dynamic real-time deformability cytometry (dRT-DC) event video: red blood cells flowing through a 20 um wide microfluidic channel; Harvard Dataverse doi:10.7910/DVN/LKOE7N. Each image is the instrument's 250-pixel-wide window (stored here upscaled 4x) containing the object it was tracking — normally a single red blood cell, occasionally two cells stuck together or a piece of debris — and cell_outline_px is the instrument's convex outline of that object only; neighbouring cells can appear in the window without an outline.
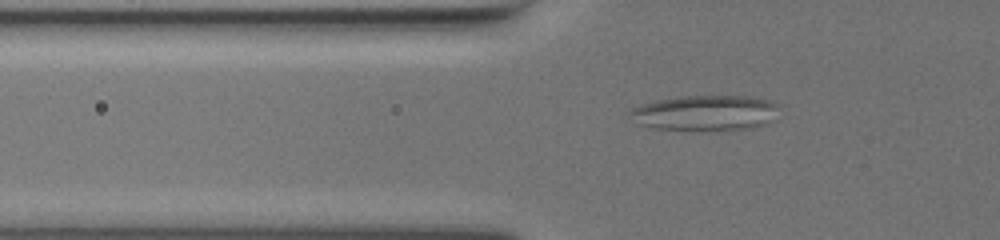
{"species": "common noctule bat (a hibernating species)", "species_latin": "Nyctalus noctula", "temperature_condition": "warm", "stored_images_in_passage": 65, "camera_frame_rate_fps": 3000, "um_per_image_px": 0.085, "animal": {"sex": "female", "body_mass_g": 19.5, "forearm_length_mm": 54.1}, "frame": {"image": 1, "passage_image": 26, "time_ms": 8.333, "image_size_px": [1000, 240], "cell_outline_px": [[776, 104], [764, 124], [744, 128], [656, 128], [640, 124], [628, 112], [632, 108], [640, 104], [656, 100], [680, 96], [748, 96], [768, 100]], "centroid_in_image_um": [59.82, 9.54], "position_along_channel_um": 66.0, "area_um2": 28.96}}
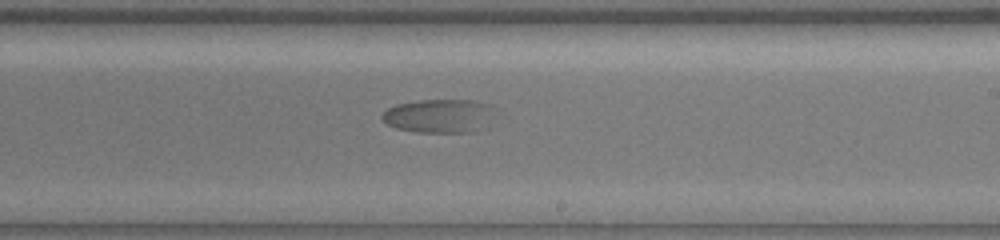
{"frame": {"image": 2, "passage_image": 43, "time_ms": 14.0, "image_size_px": [1000, 240], "cell_outline_px": [[492, 104], [476, 132], [416, 132], [396, 128], [388, 124], [380, 116], [388, 108], [396, 104], [420, 100], [472, 100]], "centroid_in_image_um": [37.17, 9.84], "position_along_channel_um": 251.8, "area_um2": 21.27}}
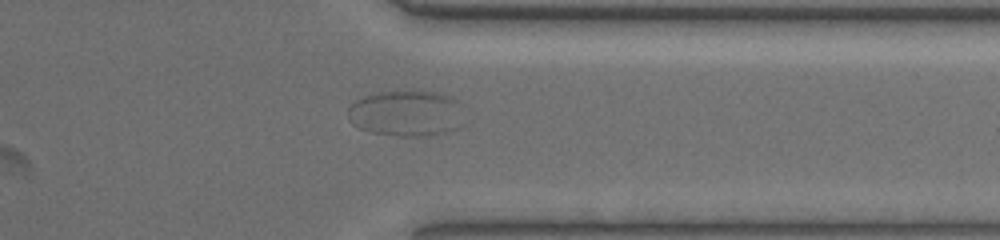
{"frame": {"image": 3, "passage_image": 54, "time_ms": 17.667, "image_size_px": [1000, 240], "cell_outline_px": [[460, 100], [456, 128], [444, 132], [428, 136], [400, 136], [368, 132], [352, 124], [348, 116], [348, 108], [356, 100], [364, 96], [380, 92], [400, 88], [440, 92]], "centroid_in_image_um": [34.46, 9.58], "position_along_channel_um": 376.9, "area_um2": 31.39}}